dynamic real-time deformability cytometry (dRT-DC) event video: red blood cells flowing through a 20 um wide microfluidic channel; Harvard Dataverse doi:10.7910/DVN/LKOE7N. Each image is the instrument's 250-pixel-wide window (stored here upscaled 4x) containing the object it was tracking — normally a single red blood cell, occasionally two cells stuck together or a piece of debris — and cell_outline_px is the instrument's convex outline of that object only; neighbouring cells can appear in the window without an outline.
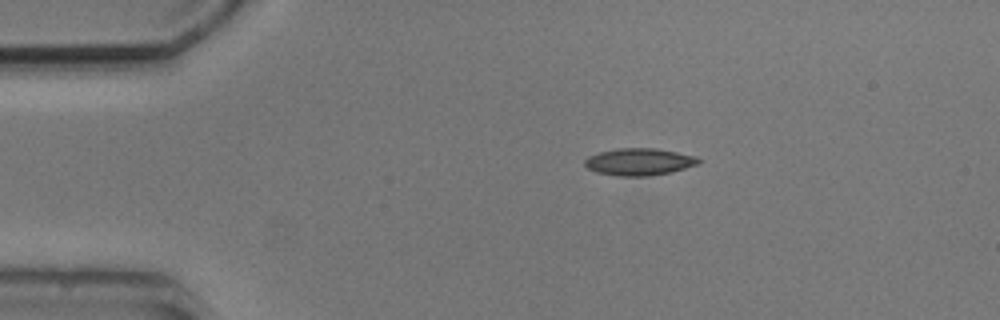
{"species": "common noctule bat (a hibernating species)", "species_latin": "Nyctalus noctula", "temperature_condition": "cold", "stored_images_in_passage": 4, "camera_frame_rate_fps": 3000, "um_per_image_px": 0.085, "animal": {"sex": "male", "body_mass_g": 20.5, "forearm_length_mm": 52.5}, "frame": {"image": 1, "passage_image": 4, "time_ms": 3.667, "image_size_px": [1000, 320], "cell_outline_px": [[700, 164], [672, 172], [652, 176], [620, 176], [596, 172], [588, 168], [584, 164], [584, 160], [588, 156], [600, 152], [616, 148], [656, 148], [696, 156], [700, 160]], "centroid_in_image_um": [54.34, 13.75], "position_along_channel_um": 30.7, "area_um2": 18.09}}